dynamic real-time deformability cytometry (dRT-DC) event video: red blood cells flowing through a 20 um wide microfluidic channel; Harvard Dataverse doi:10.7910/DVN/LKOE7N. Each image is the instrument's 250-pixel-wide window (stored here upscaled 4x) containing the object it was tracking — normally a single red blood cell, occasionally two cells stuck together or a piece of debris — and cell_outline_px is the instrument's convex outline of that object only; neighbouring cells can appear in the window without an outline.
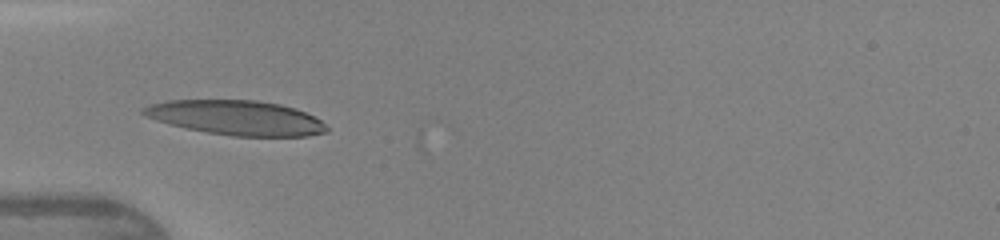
{"species": "human", "species_latin": "Homo sapiens", "temperature_condition": "warm", "stored_images_in_passage": 32, "camera_frame_rate_fps": 3000, "um_per_image_px": 0.085, "donor": {"sex": "female"}, "frame": {"image": 1, "passage_image": 1, "time_ms": 0.0, "image_size_px": [1000, 240], "cell_outline_px": [[328, 132], [308, 136], [232, 136], [208, 132], [188, 128], [156, 120], [144, 116], [140, 112], [140, 108], [152, 104], [168, 100], [256, 100], [280, 104], [304, 112], [320, 120], [328, 128]], "centroid_in_image_um": [20.07, 10.0], "position_along_channel_um": 64.9, "area_um2": 36.7}}
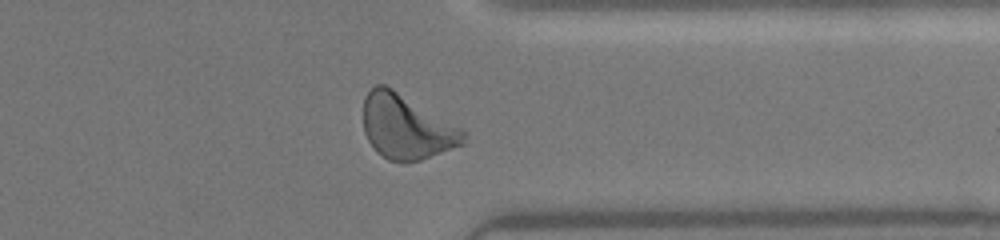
{"frame": {"image": 2, "passage_image": 23, "time_ms": 7.333, "image_size_px": [1000, 240], "cell_outline_px": [[464, 144], [420, 160], [404, 164], [388, 160], [376, 152], [368, 140], [364, 132], [364, 100], [368, 92], [376, 84], [384, 84], [392, 88], [464, 128]], "centroid_in_image_um": [34.55, 10.81], "position_along_channel_um": 376.9, "area_um2": 37.8}}
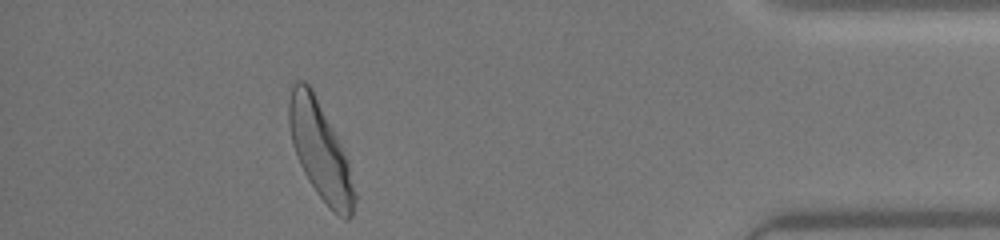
{"frame": {"image": 3, "passage_image": 28, "time_ms": 9.0, "image_size_px": [1000, 240], "cell_outline_px": [[356, 200], [352, 216], [348, 220], [344, 220], [332, 212], [316, 192], [304, 172], [300, 164], [292, 140], [288, 124], [288, 100], [292, 88], [296, 80], [304, 80], [312, 88], [348, 160], [356, 192]], "centroid_in_image_um": [27.23, 12.86], "position_along_channel_um": 408.0, "area_um2": 36.93}, "authors_computed_cell_mechanics": {"area_um2": 35.7493, "velocity_mm_per_s": 4.3052, "shape_relaxation_time_tau1_ms": 3.7663, "shape_relaxation_time_tau2_ms": 0.83, "deformation_change_tau1": 0.2054, "deformation_change_tau2": 0.0827}}